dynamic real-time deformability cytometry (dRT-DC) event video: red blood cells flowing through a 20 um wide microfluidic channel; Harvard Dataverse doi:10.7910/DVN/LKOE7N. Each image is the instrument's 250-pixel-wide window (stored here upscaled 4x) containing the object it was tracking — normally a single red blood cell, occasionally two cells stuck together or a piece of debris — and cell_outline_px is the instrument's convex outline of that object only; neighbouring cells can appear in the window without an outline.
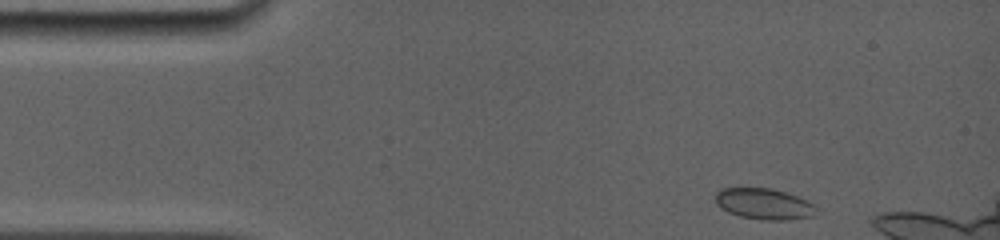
{"species": "common noctule bat (a hibernating species)", "species_latin": "Nyctalus noctula", "temperature_condition": "room temperature", "stored_images_in_passage": 10, "camera_frame_rate_fps": 5000, "um_per_image_px": 0.085, "animal": {"sex": "female", "body_mass_g": 19.0, "forearm_length_mm": 56.7}, "frame": {"image": 1, "passage_image": 1, "time_ms": 0.0, "image_size_px": [1000, 240], "cell_outline_px": [[816, 216], [788, 220], [764, 220], [740, 216], [728, 212], [720, 208], [716, 204], [716, 192], [720, 188], [772, 188], [808, 200], [816, 208]], "centroid_in_image_um": [64.94, 17.34], "position_along_channel_um": 20.1, "area_um2": 18.32}}